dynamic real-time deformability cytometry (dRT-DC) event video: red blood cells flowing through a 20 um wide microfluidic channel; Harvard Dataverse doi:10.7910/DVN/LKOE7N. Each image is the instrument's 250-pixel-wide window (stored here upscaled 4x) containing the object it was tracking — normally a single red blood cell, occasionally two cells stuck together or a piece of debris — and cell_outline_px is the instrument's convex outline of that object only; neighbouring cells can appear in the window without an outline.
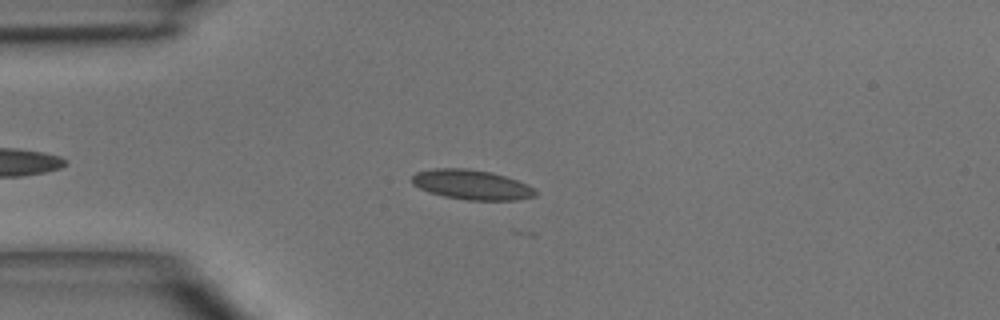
{"species": "common noctule bat (a hibernating species)", "species_latin": "Nyctalus noctula", "temperature_condition": "room temperature", "stored_images_in_passage": 3, "camera_frame_rate_fps": 3000, "um_per_image_px": 0.085, "animal": {"sex": "male", "body_mass_g": 15.6}, "frame": {"image": 1, "passage_image": 2, "time_ms": 1.333, "image_size_px": [1000, 320], "cell_outline_px": [[540, 192], [536, 196], [516, 200], [468, 200], [444, 196], [428, 192], [412, 184], [412, 176], [416, 172], [436, 168], [468, 168], [492, 172], [528, 184]], "centroid_in_image_um": [40.12, 15.7], "position_along_channel_um": 44.9, "area_um2": 21.56}}